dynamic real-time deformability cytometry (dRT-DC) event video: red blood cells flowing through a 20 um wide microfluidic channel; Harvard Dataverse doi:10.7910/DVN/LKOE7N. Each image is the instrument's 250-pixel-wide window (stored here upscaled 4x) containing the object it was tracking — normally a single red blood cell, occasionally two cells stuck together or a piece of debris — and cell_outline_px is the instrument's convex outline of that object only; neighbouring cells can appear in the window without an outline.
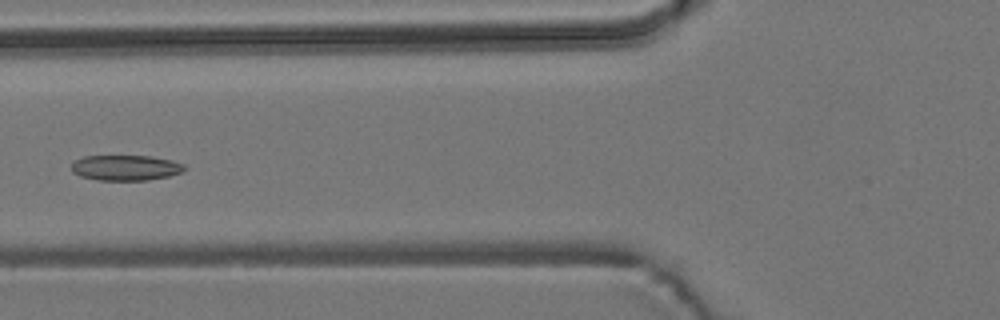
{"species": "common noctule bat (a hibernating species)", "species_latin": "Nyctalus noctula", "temperature_condition": "room temperature", "stored_images_in_passage": 7, "camera_frame_rate_fps": 3000, "um_per_image_px": 0.085, "animal": {"sex": "male", "body_mass_g": 19.2, "forearm_length_mm": 51.8}, "frame": {"image": 1, "passage_image": 6, "time_ms": 6.0, "image_size_px": [1000, 320], "cell_outline_px": [[188, 168], [184, 172], [168, 176], [148, 180], [96, 180], [80, 176], [72, 172], [72, 164], [76, 160], [84, 156], [152, 156], [172, 160], [184, 164]], "centroid_in_image_um": [10.72, 14.26], "position_along_channel_um": 115.1, "area_um2": 16.88}}
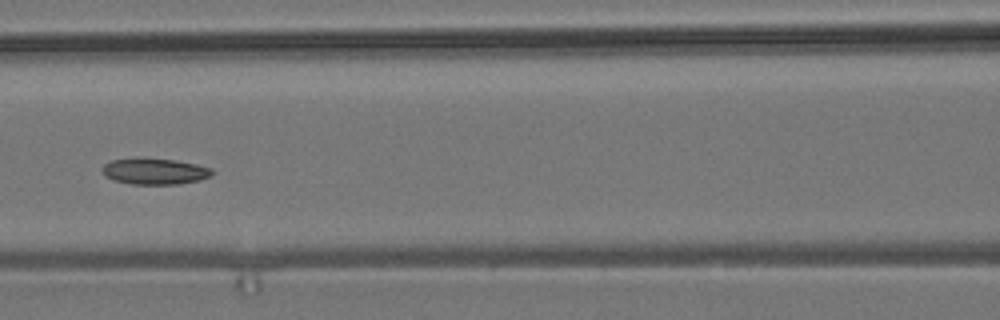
{"frame": {"image": 2, "passage_image": 7, "time_ms": 7.0, "image_size_px": [1000, 320], "cell_outline_px": [[212, 172], [208, 176], [200, 180], [176, 184], [132, 184], [116, 180], [104, 176], [104, 164], [112, 160], [136, 156], [140, 156], [176, 160], [196, 164], [212, 168]], "centroid_in_image_um": [13.12, 14.53], "position_along_channel_um": 153.5, "area_um2": 16.88}}